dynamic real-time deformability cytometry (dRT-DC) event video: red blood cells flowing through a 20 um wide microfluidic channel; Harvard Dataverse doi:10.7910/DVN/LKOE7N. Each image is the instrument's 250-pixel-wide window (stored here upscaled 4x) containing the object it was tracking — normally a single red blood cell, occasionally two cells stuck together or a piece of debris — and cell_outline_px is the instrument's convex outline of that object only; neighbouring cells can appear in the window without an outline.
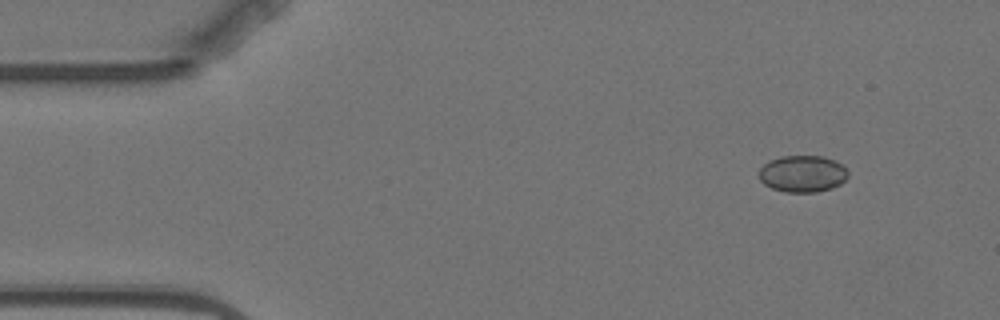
{"species": "Egyptian fruit bat (a non-hibernating species)", "species_latin": "Rousettus aegyptiacus", "temperature_condition": "warm", "stored_images_in_passage": 3, "camera_frame_rate_fps": 3000, "um_per_image_px": 0.085, "animal": {"sex": "female"}, "frame": {"image": 1, "passage_image": 1, "time_ms": 0.0, "image_size_px": [1000, 320], "cell_outline_px": [[848, 176], [840, 184], [832, 188], [816, 192], [784, 192], [772, 188], [764, 184], [760, 180], [756, 172], [768, 160], [780, 156], [824, 156], [836, 160], [848, 172]], "centroid_in_image_um": [68.18, 14.76], "position_along_channel_um": 16.8, "area_um2": 19.31}}